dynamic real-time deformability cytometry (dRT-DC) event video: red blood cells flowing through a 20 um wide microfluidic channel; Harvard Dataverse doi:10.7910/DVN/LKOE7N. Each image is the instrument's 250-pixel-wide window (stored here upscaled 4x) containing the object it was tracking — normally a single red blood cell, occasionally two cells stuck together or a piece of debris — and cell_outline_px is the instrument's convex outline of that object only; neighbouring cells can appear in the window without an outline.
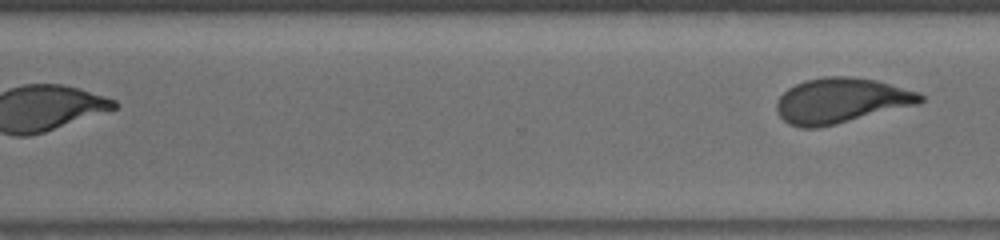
{"species": "human", "species_latin": "Homo sapiens", "temperature_condition": "room temperature", "stored_images_in_passage": 23, "segment_of_instrument_passage": [2, 2], "camera_frame_rate_fps": 3000, "um_per_image_px": 0.085, "donor": {"sex": "male"}, "frame": {"image": 1, "passage_image": 23, "time_ms": 10.0, "image_size_px": [1000, 240], "cell_outline_px": [[924, 100], [920, 104], [836, 124], [816, 128], [800, 128], [788, 124], [776, 112], [776, 104], [780, 96], [788, 88], [804, 80], [824, 76], [852, 76], [876, 80], [920, 92], [924, 96]], "centroid_in_image_um": [71.5, 8.55], "position_along_channel_um": 299.1, "area_um2": 38.15}}